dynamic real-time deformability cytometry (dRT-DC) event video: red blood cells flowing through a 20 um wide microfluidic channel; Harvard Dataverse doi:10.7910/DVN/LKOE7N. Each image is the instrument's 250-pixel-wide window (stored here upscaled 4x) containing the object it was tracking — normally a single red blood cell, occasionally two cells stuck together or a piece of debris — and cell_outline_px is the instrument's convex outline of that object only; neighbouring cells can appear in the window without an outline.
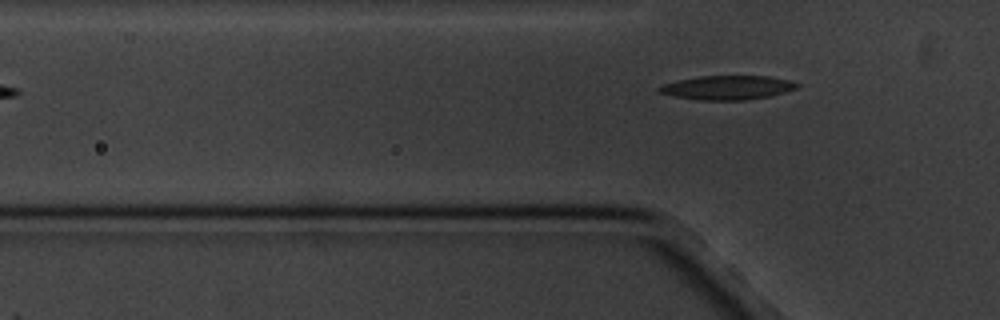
{"species": "common noctule bat (a hibernating species)", "species_latin": "Nyctalus noctula", "temperature_condition": "cold", "stored_images_in_passage": 5, "segment_of_instrument_passage": [2, 2], "camera_frame_rate_fps": 3000, "um_per_image_px": 0.085, "animal": {"sex": "male", "body_mass_g": 20.1, "forearm_length_mm": 53.5}, "frame": {"image": 1, "passage_image": 5, "time_ms": 4.333, "image_size_px": [1000, 320], "cell_outline_px": [[800, 84], [796, 88], [784, 92], [768, 96], [748, 100], [700, 100], [672, 96], [656, 92], [656, 88], [664, 84], [680, 80], [700, 76], [768, 76], [788, 80]], "centroid_in_image_um": [61.79, 7.45], "position_along_channel_um": 64.0, "area_um2": 19.25}}